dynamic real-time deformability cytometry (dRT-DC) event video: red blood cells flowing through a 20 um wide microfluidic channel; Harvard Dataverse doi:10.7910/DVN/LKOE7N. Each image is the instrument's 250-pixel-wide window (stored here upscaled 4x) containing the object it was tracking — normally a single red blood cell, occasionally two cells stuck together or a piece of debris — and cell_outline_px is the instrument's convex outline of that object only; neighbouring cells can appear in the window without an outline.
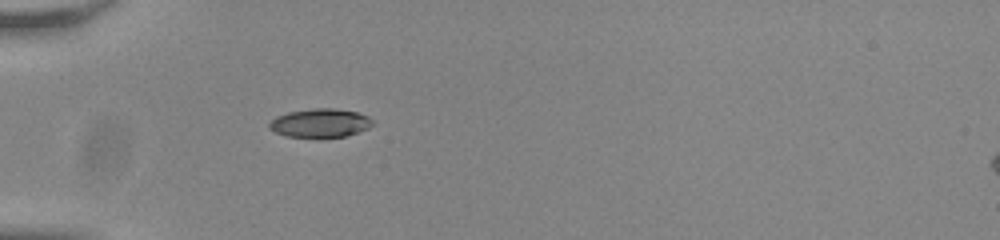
{"species": "common noctule bat (a hibernating species)", "species_latin": "Nyctalus noctula", "temperature_condition": "room temperature", "stored_images_in_passage": 38, "camera_frame_rate_fps": 3000, "um_per_image_px": 0.085, "animal": {"sex": "male", "body_mass_g": 20.0, "forearm_length_mm": 53.3}, "frame": {"image": 1, "passage_image": 1, "time_ms": 0.0, "image_size_px": [1000, 240], "cell_outline_px": [[372, 124], [368, 128], [344, 136], [288, 136], [276, 132], [268, 128], [268, 124], [276, 116], [288, 112], [316, 108], [336, 108], [356, 112], [368, 116], [372, 120]], "centroid_in_image_um": [27.2, 10.43], "position_along_channel_um": 57.8, "area_um2": 16.82}}
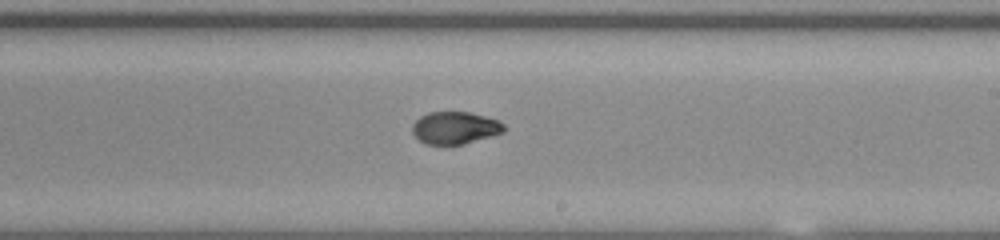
{"frame": {"image": 2, "passage_image": 17, "time_ms": 5.333, "image_size_px": [1000, 240], "cell_outline_px": [[504, 132], [464, 144], [424, 144], [412, 132], [412, 124], [420, 116], [428, 112], [468, 112], [484, 116], [496, 120], [504, 124]], "centroid_in_image_um": [38.65, 10.86], "position_along_channel_um": 250.4, "area_um2": 17.11}}
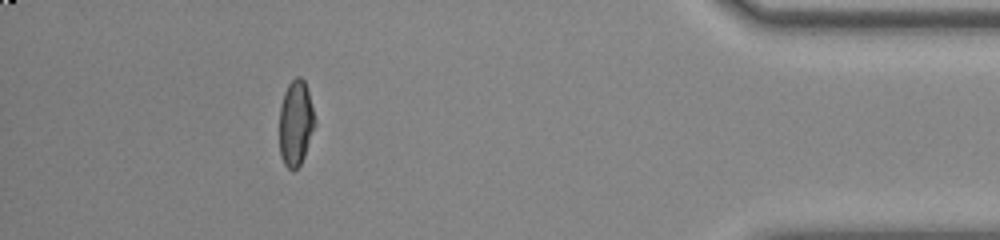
{"frame": {"image": 3, "passage_image": 33, "time_ms": 10.667, "image_size_px": [1000, 240], "cell_outline_px": [[316, 124], [304, 156], [300, 164], [292, 172], [284, 164], [280, 156], [280, 104], [284, 92], [288, 84], [296, 76], [300, 76], [304, 80], [308, 92], [316, 120]], "centroid_in_image_um": [25.13, 10.46], "position_along_channel_um": 410.1, "area_um2": 17.74}, "authors_computed_cell_mechanics": {"area_um2": 18.0914, "velocity_mm_per_s": 3.821, "shape_relaxation_time_tau1_ms": null, "shape_relaxation_time_tau2_ms": 1.6487, "deformation_change_tau1": null, "deformation_change_tau2": 0.0515}}